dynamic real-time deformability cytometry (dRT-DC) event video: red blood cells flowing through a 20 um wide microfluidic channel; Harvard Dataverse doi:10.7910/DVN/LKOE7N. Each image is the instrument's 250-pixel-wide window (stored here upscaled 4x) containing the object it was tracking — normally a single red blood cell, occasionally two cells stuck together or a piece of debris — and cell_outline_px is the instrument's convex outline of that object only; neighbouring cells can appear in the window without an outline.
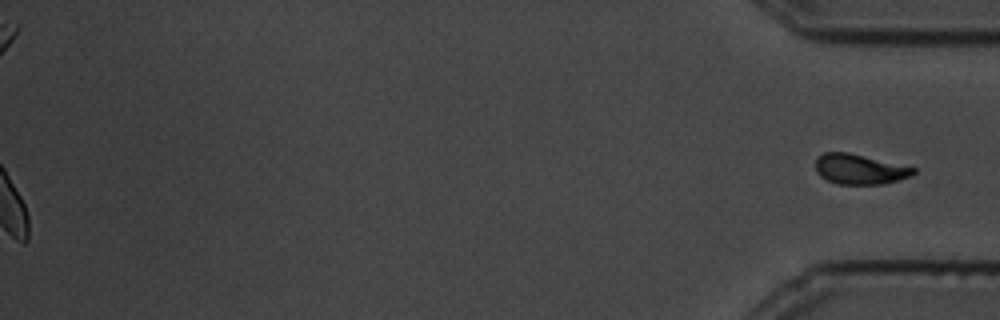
{"species": "common noctule bat (a hibernating species)", "species_latin": "Nyctalus noctula", "temperature_condition": "cold", "stored_images_in_passage": 83, "camera_frame_rate_fps": 3000, "um_per_image_px": 0.085, "animal": {"sex": "male", "body_mass_g": 19.5, "forearm_length_mm": 54.6}, "frame": {"image": 1, "passage_image": 83, "time_ms": 27.333, "image_size_px": [1000, 320], "cell_outline_px": [[916, 172], [912, 176], [884, 184], [836, 184], [820, 176], [816, 172], [816, 156], [824, 152], [848, 152], [916, 168]], "centroid_in_image_um": [73.05, 14.38], "position_along_channel_um": 362.1, "area_um2": 17.22}}